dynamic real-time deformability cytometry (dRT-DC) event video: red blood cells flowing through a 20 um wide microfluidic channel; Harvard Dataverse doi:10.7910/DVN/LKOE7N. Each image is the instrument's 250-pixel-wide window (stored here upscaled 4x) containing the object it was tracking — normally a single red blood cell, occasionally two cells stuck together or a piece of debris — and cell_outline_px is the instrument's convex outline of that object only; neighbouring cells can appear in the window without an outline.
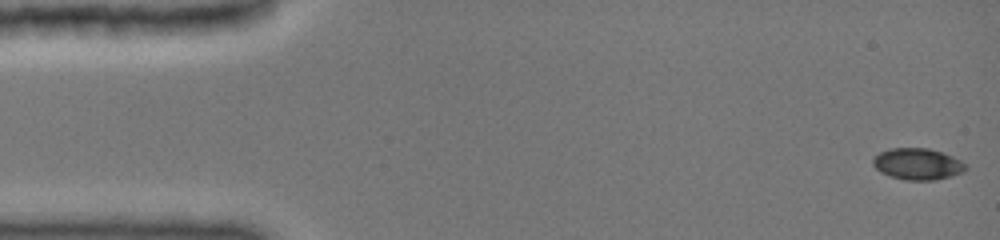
{"species": "common noctule bat (a hibernating species)", "species_latin": "Nyctalus noctula", "temperature_condition": "cold", "stored_images_in_passage": 44, "camera_frame_rate_fps": 3000, "um_per_image_px": 0.085, "animal": {"sex": "female", "body_mass_g": 19.0, "forearm_length_mm": 51.5}, "frame": {"image": 1, "passage_image": 1, "time_ms": 0.0, "image_size_px": [1000, 240], "cell_outline_px": [[968, 168], [964, 172], [952, 176], [936, 180], [908, 180], [888, 176], [880, 172], [872, 164], [872, 160], [880, 152], [892, 148], [928, 148], [952, 156], [968, 164]], "centroid_in_image_um": [78.02, 13.95], "position_along_channel_um": 7.0, "area_um2": 17.11}}
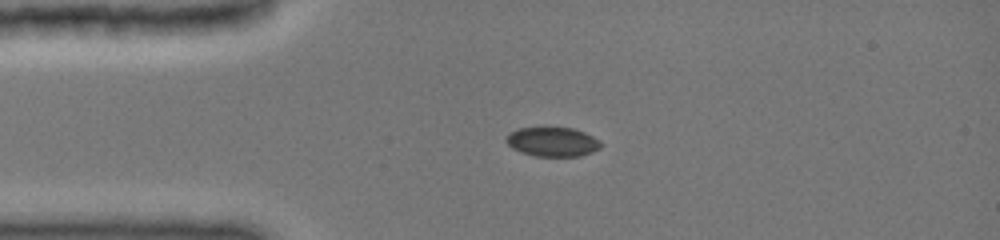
{"frame": {"image": 2, "passage_image": 26, "time_ms": 3.333, "image_size_px": [1000, 240], "cell_outline_px": [[604, 144], [600, 148], [592, 152], [580, 156], [536, 156], [520, 152], [512, 148], [504, 140], [504, 136], [508, 132], [516, 128], [572, 128], [584, 132], [600, 140]], "centroid_in_image_um": [46.94, 12.05], "position_along_channel_um": 38.1, "area_um2": 16.36}}
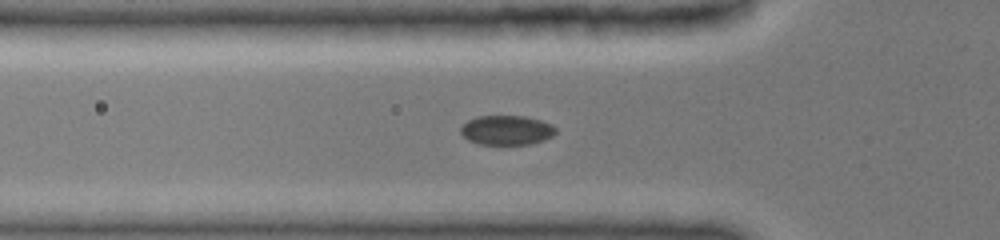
{"frame": {"image": 3, "passage_image": 38, "time_ms": 5.0, "image_size_px": [1000, 240], "cell_outline_px": [[556, 132], [552, 136], [544, 140], [532, 144], [480, 144], [468, 140], [460, 132], [460, 128], [468, 120], [476, 116], [524, 116], [540, 120], [552, 124], [556, 128]], "centroid_in_image_um": [43.07, 11.06], "position_along_channel_um": 82.7, "area_um2": 16.36}}